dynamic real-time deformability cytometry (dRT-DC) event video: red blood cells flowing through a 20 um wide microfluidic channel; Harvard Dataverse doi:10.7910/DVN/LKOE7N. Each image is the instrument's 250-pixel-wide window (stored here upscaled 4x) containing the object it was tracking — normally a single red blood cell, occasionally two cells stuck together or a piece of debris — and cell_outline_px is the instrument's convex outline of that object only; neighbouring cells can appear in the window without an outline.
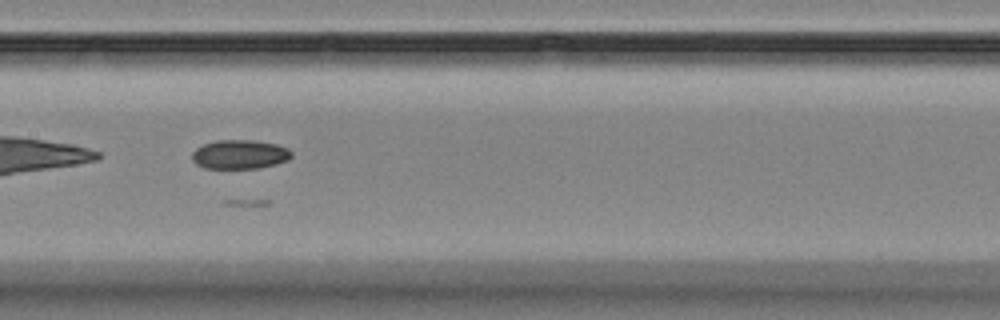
{"species": "Egyptian fruit bat (a non-hibernating species)", "species_latin": "Rousettus aegyptiacus", "temperature_condition": "room temperature", "stored_images_in_passage": 4, "camera_frame_rate_fps": 3000, "um_per_image_px": 0.085, "animal": {"sex": "female"}, "frame": {"image": 1, "passage_image": 4, "time_ms": 3.333, "image_size_px": [1000, 320], "cell_outline_px": [[292, 156], [288, 160], [276, 164], [260, 168], [204, 168], [196, 164], [192, 160], [192, 152], [196, 148], [204, 144], [216, 140], [252, 140], [276, 144], [288, 148], [292, 152]], "centroid_in_image_um": [20.38, 13.12], "position_along_channel_um": 187.0, "area_um2": 16.94}}